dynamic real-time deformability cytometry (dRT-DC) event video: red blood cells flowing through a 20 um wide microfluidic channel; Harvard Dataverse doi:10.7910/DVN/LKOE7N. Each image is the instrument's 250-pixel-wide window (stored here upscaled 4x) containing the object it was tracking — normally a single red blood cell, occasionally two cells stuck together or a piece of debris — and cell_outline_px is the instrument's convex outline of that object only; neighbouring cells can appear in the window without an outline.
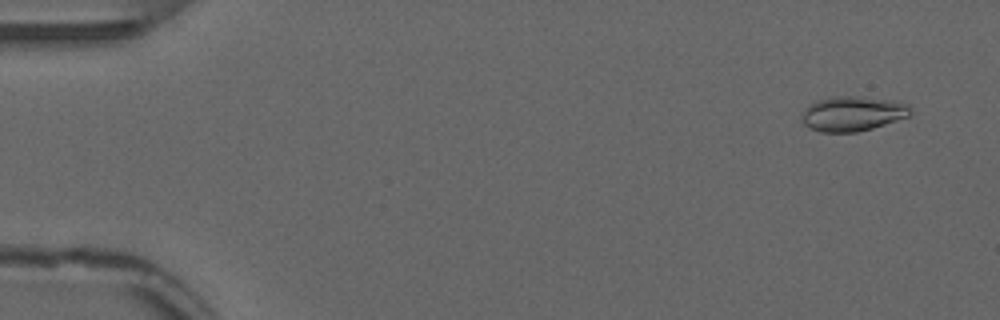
{"species": "common noctule bat (a hibernating species)", "species_latin": "Nyctalus noctula", "temperature_condition": "warm", "stored_images_in_passage": 54, "camera_frame_rate_fps": 3000, "um_per_image_px": 0.085, "animal": {"sex": "male", "forearm_length_mm": 52.5}, "frame": {"image": 1, "passage_image": 4, "time_ms": 1.0, "image_size_px": [1000, 320], "cell_outline_px": [[912, 112], [908, 116], [872, 128], [856, 132], [820, 132], [804, 124], [804, 108], [808, 104], [816, 100], [832, 96], [856, 96], [888, 100], [908, 104], [912, 108]], "centroid_in_image_um": [72.47, 9.65], "position_along_channel_um": 12.5, "area_um2": 21.79}}
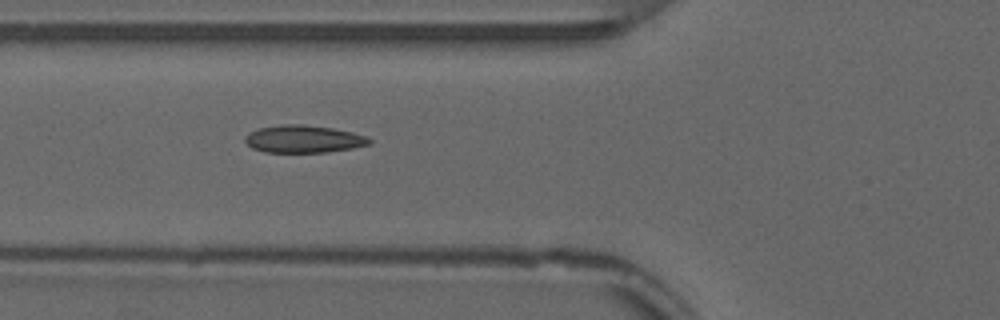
{"frame": {"image": 2, "passage_image": 21, "time_ms": 6.667, "image_size_px": [1000, 320], "cell_outline_px": [[372, 144], [352, 148], [328, 152], [264, 152], [252, 148], [244, 140], [244, 136], [260, 128], [280, 124], [304, 124], [332, 128], [352, 132], [364, 136], [372, 140]], "centroid_in_image_um": [25.81, 11.82], "position_along_channel_um": 100.0, "area_um2": 19.88}}
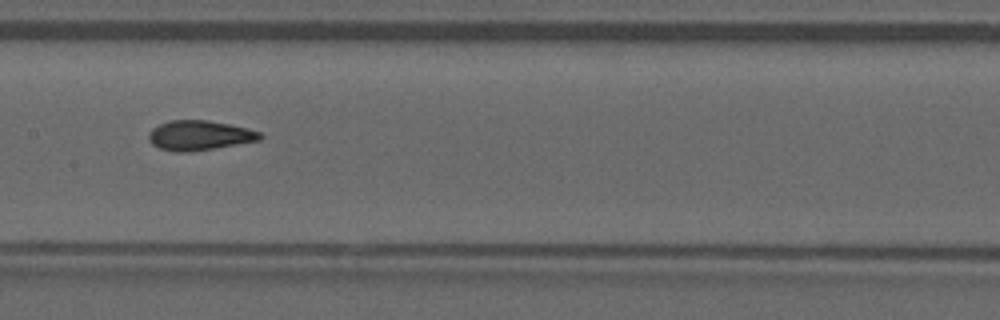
{"frame": {"image": 3, "passage_image": 28, "time_ms": 9.0, "image_size_px": [1000, 320], "cell_outline_px": [[264, 136], [260, 140], [188, 152], [176, 152], [160, 148], [152, 144], [148, 140], [148, 132], [152, 128], [168, 120], [208, 120], [248, 128], [260, 132]], "centroid_in_image_um": [16.93, 11.5], "position_along_channel_um": 190.5, "area_um2": 19.25}, "authors_computed_cell_mechanics": {"area_um2": 19.2763, "velocity_mm_per_s": 3.8523, "shape_relaxation_time_tau1_ms": 6.0629, "shape_relaxation_time_tau2_ms": 0.9388, "deformation_change_tau1": 0.1955, "deformation_change_tau2": 0.0784}}